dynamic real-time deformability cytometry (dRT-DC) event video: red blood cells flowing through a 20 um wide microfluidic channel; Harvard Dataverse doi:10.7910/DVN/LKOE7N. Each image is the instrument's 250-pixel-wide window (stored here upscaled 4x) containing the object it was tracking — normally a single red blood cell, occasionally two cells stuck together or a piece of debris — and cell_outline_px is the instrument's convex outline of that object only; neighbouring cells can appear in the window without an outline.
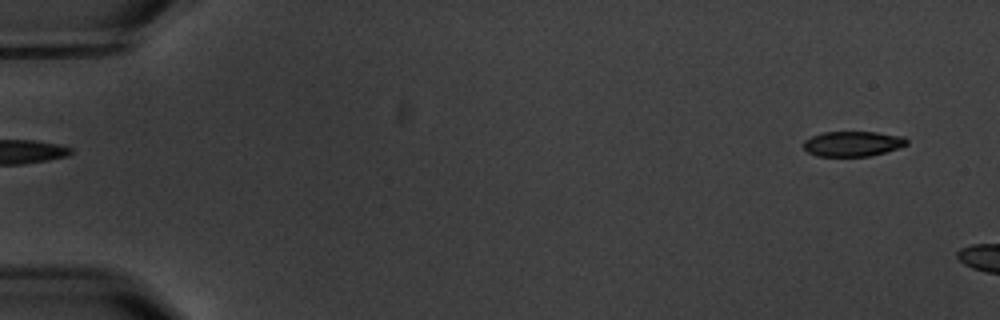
{"species": "common noctule bat (a hibernating species)", "species_latin": "Nyctalus noctula", "temperature_condition": "warm", "stored_images_in_passage": 5, "segment_of_instrument_passage": [2, 2], "camera_frame_rate_fps": 3000, "um_per_image_px": 0.085, "animal": {"sex": "male", "body_mass_g": 20.1, "forearm_length_mm": 53.5}, "frame": {"image": 1, "passage_image": 5, "time_ms": 5.667, "image_size_px": [1000, 320], "cell_outline_px": [[908, 144], [884, 152], [868, 156], [816, 156], [808, 152], [804, 148], [804, 140], [812, 136], [824, 132], [876, 132], [904, 136], [908, 140]], "centroid_in_image_um": [72.48, 12.21], "position_along_channel_um": 12.5, "area_um2": 15.03}}